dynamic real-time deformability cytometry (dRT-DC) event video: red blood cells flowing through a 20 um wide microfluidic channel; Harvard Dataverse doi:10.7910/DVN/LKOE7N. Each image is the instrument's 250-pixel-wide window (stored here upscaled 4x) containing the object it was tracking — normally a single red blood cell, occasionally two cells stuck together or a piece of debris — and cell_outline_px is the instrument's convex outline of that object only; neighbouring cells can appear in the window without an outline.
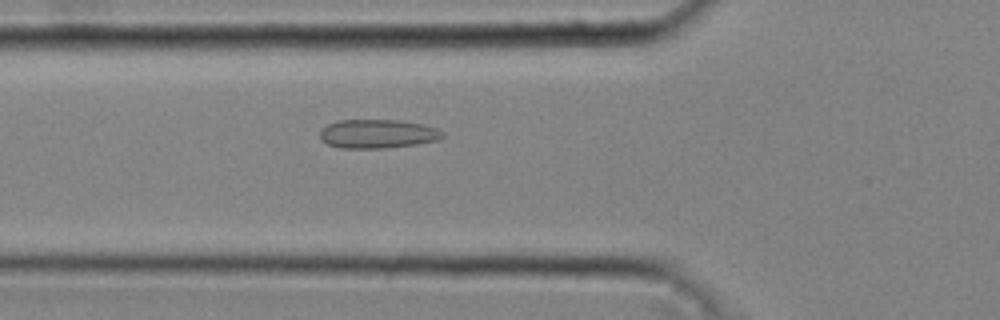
{"species": "common noctule bat (a hibernating species)", "species_latin": "Nyctalus noctula", "temperature_condition": "cold", "stored_images_in_passage": 40, "camera_frame_rate_fps": 3000, "um_per_image_px": 0.085, "animal": {"sex": "male", "body_mass_g": 20.4}, "frame": {"image": 1, "passage_image": 16, "time_ms": 5.0, "image_size_px": [1000, 320], "cell_outline_px": [[444, 136], [436, 140], [416, 144], [384, 148], [340, 148], [328, 144], [320, 140], [320, 128], [328, 124], [340, 120], [396, 120], [424, 124], [436, 128], [444, 132]], "centroid_in_image_um": [32.07, 11.37], "position_along_channel_um": 93.7, "area_um2": 20.63}}
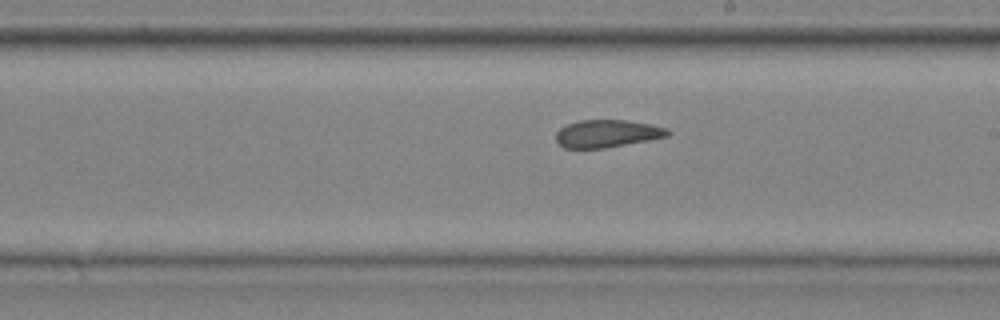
{"frame": {"image": 2, "passage_image": 26, "time_ms": 8.333, "image_size_px": [1000, 320], "cell_outline_px": [[672, 132], [668, 136], [648, 140], [604, 148], [564, 148], [556, 140], [556, 132], [560, 128], [568, 124], [580, 120], [624, 120], [648, 124], [668, 128]], "centroid_in_image_um": [51.61, 11.35], "position_along_channel_um": 237.4, "area_um2": 17.8}}
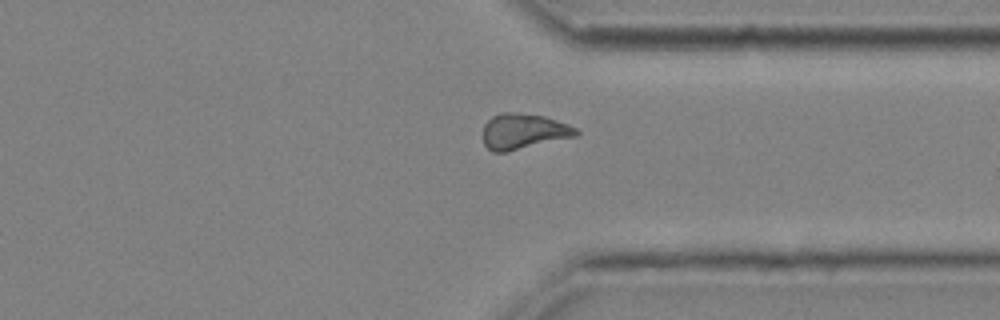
{"frame": {"image": 3, "passage_image": 35, "time_ms": 11.333, "image_size_px": [1000, 320], "cell_outline_px": [[580, 132], [576, 136], [504, 152], [492, 152], [484, 144], [484, 124], [492, 116], [500, 112], [512, 112], [544, 116], [568, 124], [576, 128]], "centroid_in_image_um": [44.49, 11.15], "position_along_channel_um": 366.9, "area_um2": 19.07}, "authors_computed_cell_mechanics": {"area_um2": 19.5075, "velocity_mm_per_s": 4.3141, "shape_relaxation_time_tau1_ms": null, "shape_relaxation_time_tau2_ms": 2.0526, "deformation_change_tau1": null, "deformation_change_tau2": 0.0726}}